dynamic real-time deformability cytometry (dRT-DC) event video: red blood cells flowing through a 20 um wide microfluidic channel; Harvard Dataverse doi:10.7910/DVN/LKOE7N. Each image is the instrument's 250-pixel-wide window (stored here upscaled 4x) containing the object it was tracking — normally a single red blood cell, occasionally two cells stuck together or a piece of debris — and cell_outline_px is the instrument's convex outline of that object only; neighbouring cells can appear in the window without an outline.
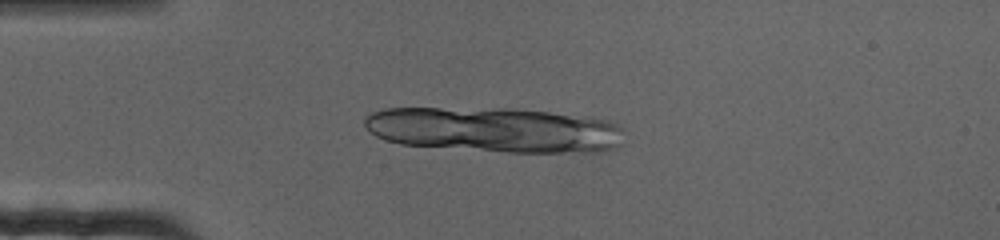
{"species": "human", "species_latin": "Homo sapiens", "temperature_condition": "cold", "stored_images_in_passage": 3, "camera_frame_rate_fps": 3000, "um_per_image_px": 0.085, "donor": {"sex": "female"}, "frame": {"image": 1, "passage_image": 1, "time_ms": 0.0, "image_size_px": [1000, 240], "cell_outline_px": [[576, 124], [568, 144], [564, 148], [496, 148], [412, 144], [392, 140], [380, 112], [400, 108], [432, 108], [536, 112], [560, 116], [572, 120]], "centroid_in_image_um": [40.65, 10.89], "position_along_channel_um": 44.4, "area_um2": 47.69}}